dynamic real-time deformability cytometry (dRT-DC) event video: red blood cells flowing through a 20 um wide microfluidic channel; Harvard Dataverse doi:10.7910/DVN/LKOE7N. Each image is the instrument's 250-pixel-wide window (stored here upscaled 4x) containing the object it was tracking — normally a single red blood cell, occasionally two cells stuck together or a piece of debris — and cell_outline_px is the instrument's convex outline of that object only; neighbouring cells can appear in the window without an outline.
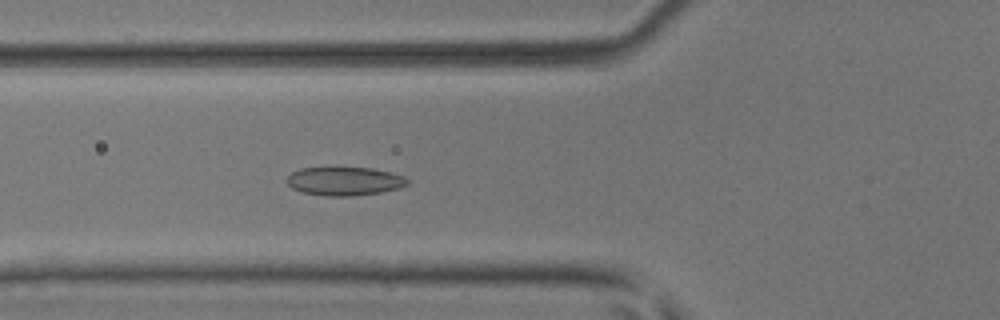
{"species": "common noctule bat (a hibernating species)", "species_latin": "Nyctalus noctula", "temperature_condition": "room temperature", "stored_images_in_passage": 49, "camera_frame_rate_fps": 3000, "um_per_image_px": 0.085, "animal": {"sex": "male", "body_mass_g": 17.9, "forearm_length_mm": 54.2}, "frame": {"image": 1, "passage_image": 18, "time_ms": 5.667, "image_size_px": [1000, 320], "cell_outline_px": [[408, 184], [400, 188], [380, 192], [352, 196], [328, 196], [300, 192], [292, 188], [288, 184], [288, 176], [292, 172], [300, 168], [372, 168], [392, 172], [404, 176], [408, 180]], "centroid_in_image_um": [29.3, 15.4], "position_along_channel_um": 96.5, "area_um2": 20.0}}
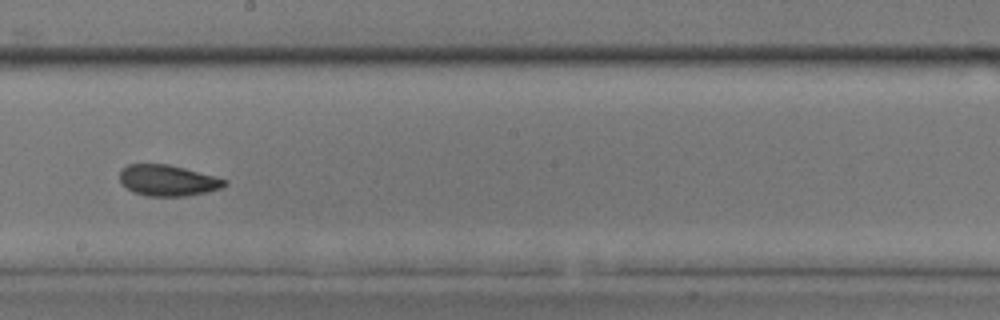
{"frame": {"image": 2, "passage_image": 28, "time_ms": 9.0, "image_size_px": [1000, 320], "cell_outline_px": [[228, 184], [220, 188], [208, 192], [184, 196], [148, 196], [132, 192], [120, 180], [120, 168], [128, 164], [168, 164], [184, 168], [228, 180]], "centroid_in_image_um": [14.26, 15.33], "position_along_channel_um": 233.9, "area_um2": 18.9}}
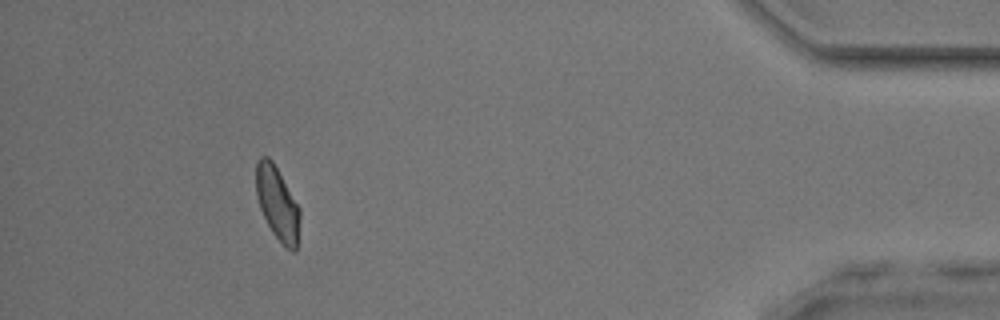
{"frame": {"image": 3, "passage_image": 45, "time_ms": 14.667, "image_size_px": [1000, 320], "cell_outline_px": [[300, 216], [296, 252], [292, 252], [272, 232], [260, 208], [256, 196], [256, 164], [260, 156], [268, 156], [272, 160], [300, 208]], "centroid_in_image_um": [23.57, 17.26], "position_along_channel_um": 411.6, "area_um2": 18.5}, "authors_computed_cell_mechanics": {"area_um2": 19.4786, "velocity_mm_per_s": 4.1379, "shape_relaxation_time_tau1_ms": 2.8313, "shape_relaxation_time_tau2_ms": 1.8014, "deformation_change_tau1": 0.0962, "deformation_change_tau2": 0.0665}}